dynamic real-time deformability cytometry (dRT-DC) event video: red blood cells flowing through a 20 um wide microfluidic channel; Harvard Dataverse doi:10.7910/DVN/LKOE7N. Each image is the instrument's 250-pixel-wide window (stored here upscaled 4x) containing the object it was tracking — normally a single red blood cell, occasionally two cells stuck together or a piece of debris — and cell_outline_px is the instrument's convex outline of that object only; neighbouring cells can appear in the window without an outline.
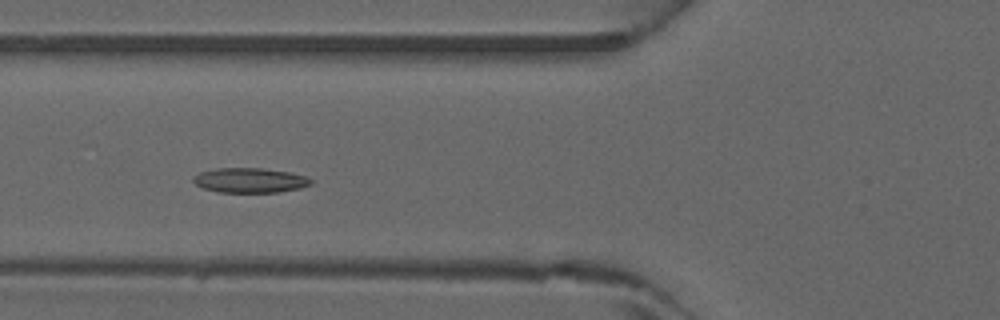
{"species": "common noctule bat (a hibernating species)", "species_latin": "Nyctalus noctula", "temperature_condition": "warm", "stored_images_in_passage": 4, "camera_frame_rate_fps": 3000, "um_per_image_px": 0.085, "animal": {"sex": "male", "forearm_length_mm": 52.5}, "frame": {"image": 1, "passage_image": 4, "time_ms": 1.0, "image_size_px": [1000, 320], "cell_outline_px": [[312, 184], [300, 188], [280, 192], [216, 192], [204, 188], [196, 184], [192, 180], [192, 176], [200, 172], [216, 168], [260, 168], [292, 172], [308, 176], [312, 180]], "centroid_in_image_um": [21.26, 15.32], "position_along_channel_um": 104.5, "area_um2": 17.17}}